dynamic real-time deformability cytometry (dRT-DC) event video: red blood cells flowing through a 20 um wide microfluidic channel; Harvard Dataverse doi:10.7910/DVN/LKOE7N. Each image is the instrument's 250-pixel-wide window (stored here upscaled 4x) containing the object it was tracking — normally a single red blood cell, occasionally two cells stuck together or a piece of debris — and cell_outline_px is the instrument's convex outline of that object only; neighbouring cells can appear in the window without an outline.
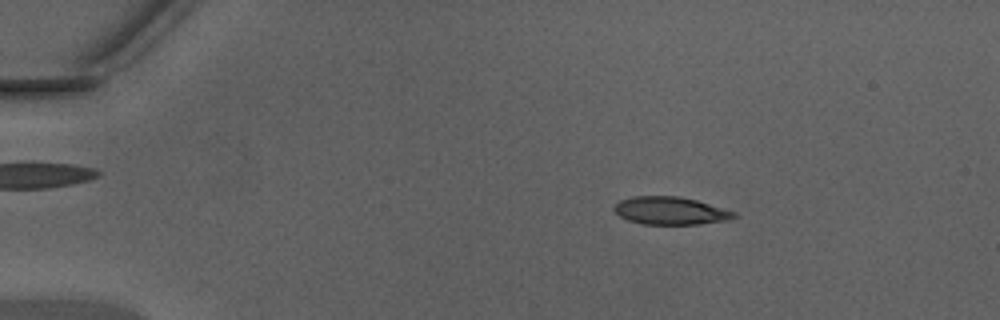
{"species": "Egyptian fruit bat (a non-hibernating species)", "species_latin": "Rousettus aegyptiacus", "temperature_condition": "warm", "stored_images_in_passage": 47, "camera_frame_rate_fps": 3000, "um_per_image_px": 0.085, "animal": {"sex": "male"}, "frame": {"image": 1, "passage_image": 8, "time_ms": 2.333, "image_size_px": [1000, 320], "cell_outline_px": [[736, 216], [728, 220], [700, 224], [640, 224], [628, 220], [620, 216], [612, 208], [620, 200], [632, 196], [676, 196], [696, 200], [736, 212]], "centroid_in_image_um": [56.96, 17.91], "position_along_channel_um": 28.0, "area_um2": 19.31}}
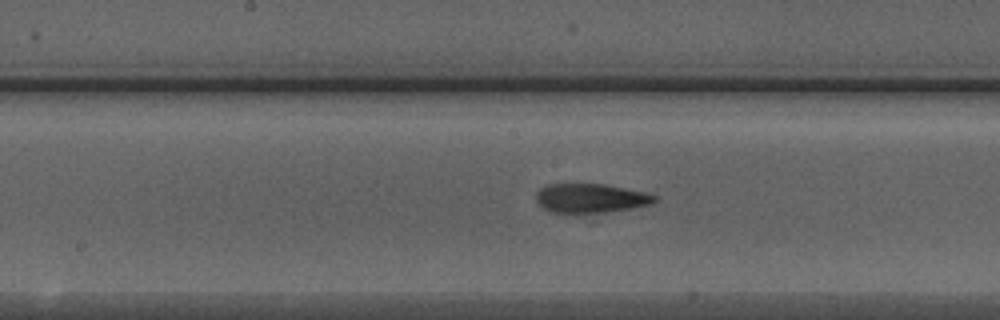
{"frame": {"image": 2, "passage_image": 25, "time_ms": 8.0, "image_size_px": [1000, 320], "cell_outline_px": [[656, 200], [652, 204], [632, 208], [608, 212], [576, 216], [572, 216], [548, 212], [536, 200], [536, 192], [540, 188], [548, 184], [604, 184], [644, 192], [656, 196]], "centroid_in_image_um": [50.14, 16.9], "position_along_channel_um": 198.1, "area_um2": 20.87}}
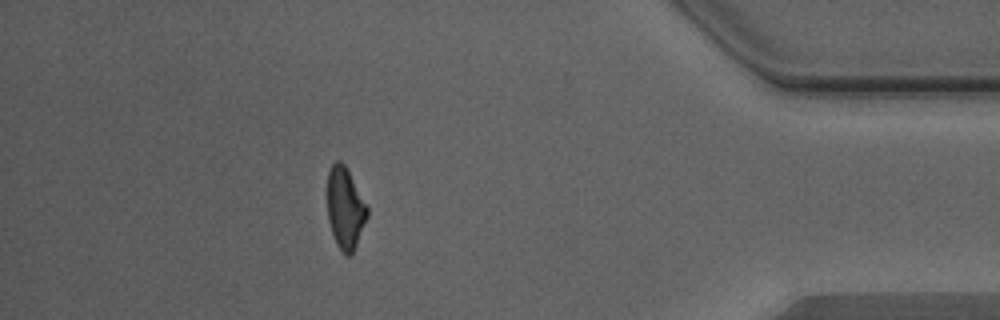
{"frame": {"image": 3, "passage_image": 42, "time_ms": 13.667, "image_size_px": [1000, 320], "cell_outline_px": [[368, 216], [356, 244], [352, 252], [348, 256], [344, 256], [340, 252], [336, 244], [328, 220], [328, 172], [332, 164], [336, 160], [340, 160], [344, 164], [368, 204]], "centroid_in_image_um": [29.35, 17.7], "position_along_channel_um": 405.9, "area_um2": 19.02}, "authors_computed_cell_mechanics": {"area_um2": 19.8832, "velocity_mm_per_s": 4.3936, "shape_relaxation_time_tau1_ms": 6.9772, "shape_relaxation_time_tau2_ms": 3.3126, "deformation_change_tau1": 0.2284, "deformation_change_tau2": 0.1342}}